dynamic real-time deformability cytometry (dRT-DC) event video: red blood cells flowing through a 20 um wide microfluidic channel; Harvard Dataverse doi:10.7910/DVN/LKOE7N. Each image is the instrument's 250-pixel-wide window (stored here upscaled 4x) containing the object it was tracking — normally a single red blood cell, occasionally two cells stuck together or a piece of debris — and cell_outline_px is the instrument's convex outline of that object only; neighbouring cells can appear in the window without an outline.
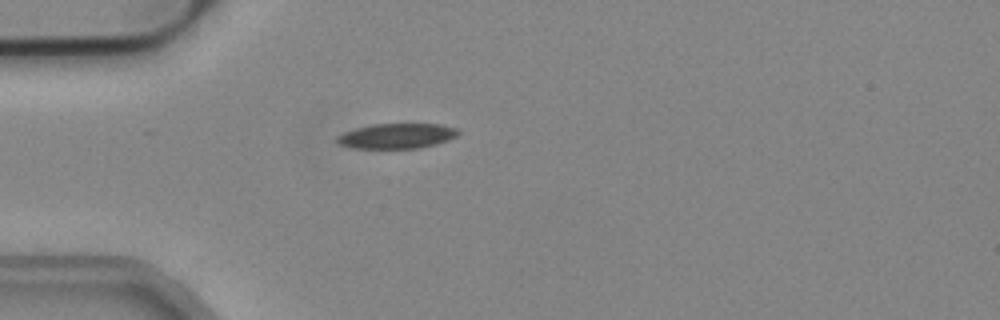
{"species": "common noctule bat (a hibernating species)", "species_latin": "Nyctalus noctula", "temperature_condition": "cold", "stored_images_in_passage": 14, "camera_frame_rate_fps": 3000, "um_per_image_px": 0.085, "animal": {"sex": "male", "body_mass_g": 19.2, "forearm_length_mm": 51.8}, "frame": {"image": 1, "passage_image": 1, "time_ms": 0.0, "image_size_px": [1000, 320], "cell_outline_px": [[460, 132], [456, 136], [448, 140], [436, 144], [420, 148], [352, 148], [340, 144], [336, 140], [336, 136], [344, 132], [356, 128], [372, 124], [440, 124], [456, 128]], "centroid_in_image_um": [33.73, 11.55], "position_along_channel_um": 51.3, "area_um2": 17.69}}
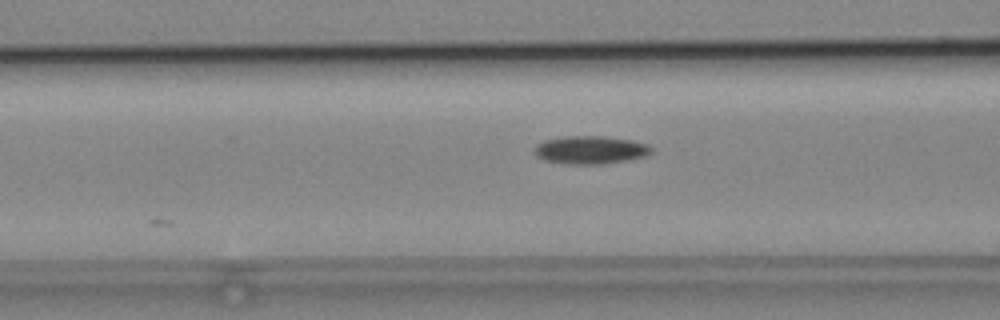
{"frame": {"image": 2, "passage_image": 7, "time_ms": 2.0, "image_size_px": [1000, 320], "cell_outline_px": [[652, 152], [648, 156], [628, 160], [600, 164], [564, 164], [544, 160], [536, 156], [536, 144], [544, 140], [564, 136], [600, 136], [632, 140], [648, 144], [652, 148]], "centroid_in_image_um": [50.21, 12.74], "position_along_channel_um": 116.4, "area_um2": 19.19}}
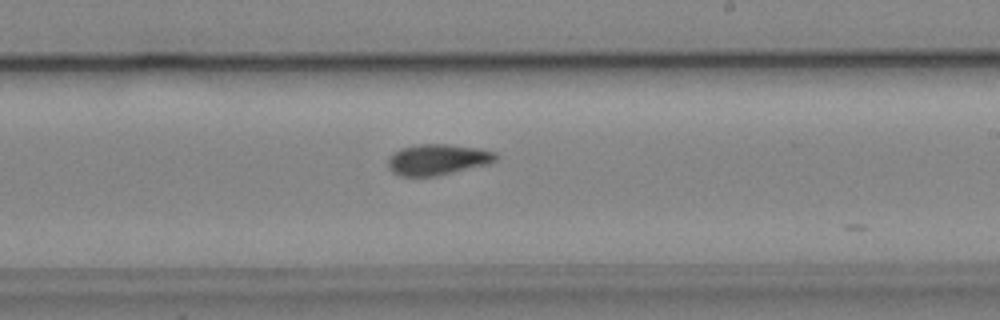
{"frame": {"image": 3, "passage_image": 13, "time_ms": 4.0, "image_size_px": [1000, 320], "cell_outline_px": [[500, 156], [496, 160], [488, 164], [436, 176], [400, 176], [392, 172], [388, 168], [388, 156], [400, 148], [420, 144], [448, 144], [480, 148], [496, 152]], "centroid_in_image_um": [37.2, 13.55], "position_along_channel_um": 251.8, "area_um2": 19.59}}